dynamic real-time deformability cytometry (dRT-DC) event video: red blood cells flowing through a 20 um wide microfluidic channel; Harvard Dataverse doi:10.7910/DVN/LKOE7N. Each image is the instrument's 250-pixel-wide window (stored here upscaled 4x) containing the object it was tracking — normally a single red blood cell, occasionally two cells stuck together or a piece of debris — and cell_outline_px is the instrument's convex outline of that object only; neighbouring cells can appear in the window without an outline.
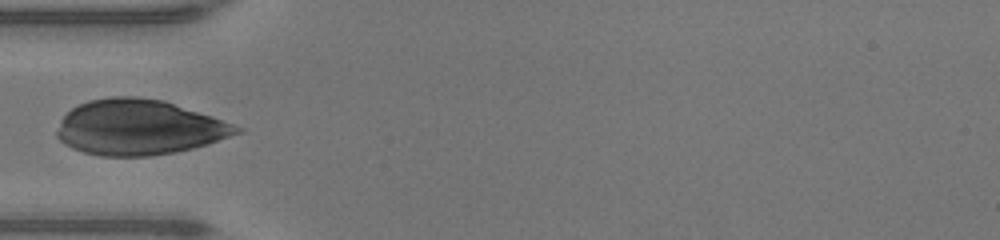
{"species": "human", "species_latin": "Homo sapiens", "temperature_condition": "warm", "stored_images_in_passage": 24, "camera_frame_rate_fps": 3000, "um_per_image_px": 0.085, "donor": {"sex": "male"}, "frame": {"image": 1, "passage_image": 1, "time_ms": 0.0, "image_size_px": [1000, 240], "cell_outline_px": [[244, 132], [208, 144], [176, 152], [148, 156], [100, 156], [84, 152], [72, 148], [64, 144], [56, 136], [56, 132], [60, 120], [72, 108], [88, 100], [112, 96], [136, 96], [164, 100], [212, 116], [244, 128]], "centroid_in_image_um": [11.82, 10.82], "position_along_channel_um": 73.2, "area_um2": 58.03}}
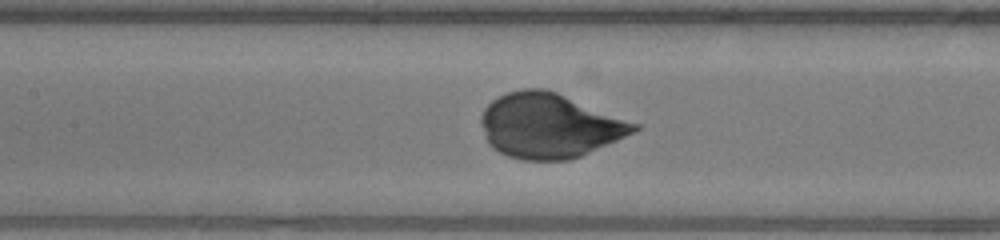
{"frame": {"image": 2, "passage_image": 7, "time_ms": 2.0, "image_size_px": [1000, 240], "cell_outline_px": [[640, 128], [636, 132], [580, 156], [568, 160], [524, 160], [508, 156], [492, 148], [488, 144], [480, 124], [480, 116], [484, 108], [492, 100], [508, 92], [524, 88], [544, 88], [556, 92], [640, 124]], "centroid_in_image_um": [46.68, 10.68], "position_along_channel_um": 160.7, "area_um2": 57.57}}
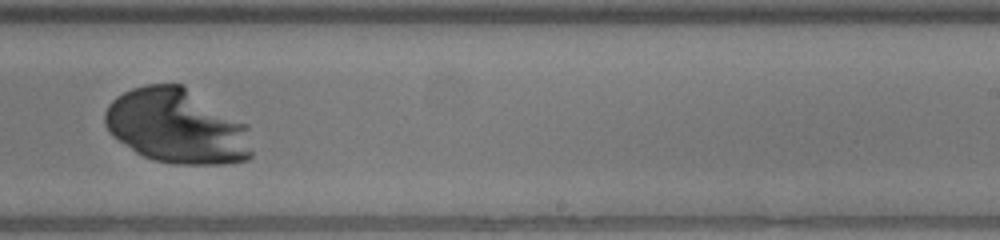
{"frame": {"image": 3, "passage_image": 15, "time_ms": 4.667, "image_size_px": [1000, 240], "cell_outline_px": [[252, 156], [248, 160], [224, 164], [176, 164], [152, 160], [136, 152], [112, 136], [108, 132], [104, 124], [104, 112], [108, 104], [116, 96], [132, 88], [148, 84], [184, 84], [248, 124], [252, 152]], "centroid_in_image_um": [15.05, 10.73], "position_along_channel_um": 273.9, "area_um2": 64.79}}